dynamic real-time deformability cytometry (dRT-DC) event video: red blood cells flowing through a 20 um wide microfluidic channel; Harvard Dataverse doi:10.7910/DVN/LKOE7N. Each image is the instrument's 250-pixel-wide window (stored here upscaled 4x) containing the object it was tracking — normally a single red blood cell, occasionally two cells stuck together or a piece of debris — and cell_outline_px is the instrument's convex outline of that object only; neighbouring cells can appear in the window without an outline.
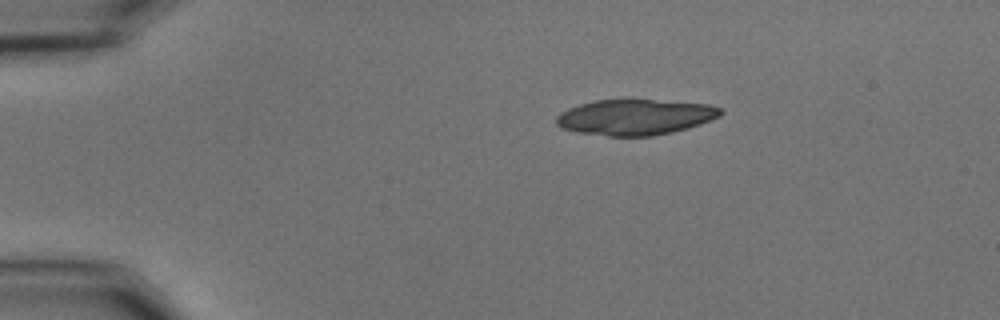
{"species": "common noctule bat (a hibernating species)", "species_latin": "Nyctalus noctula", "temperature_condition": "cold", "stored_images_in_passage": 11, "camera_frame_rate_fps": 3000, "um_per_image_px": 0.085, "animal": {"sex": "male", "body_mass_g": 15.6}, "frame": {"image": 1, "passage_image": 1, "time_ms": 0.0, "image_size_px": [1000, 320], "cell_outline_px": [[724, 112], [720, 116], [700, 124], [672, 132], [652, 136], [608, 136], [576, 132], [564, 128], [556, 124], [556, 116], [560, 112], [568, 108], [580, 104], [596, 100], [652, 100], [708, 104], [720, 108]], "centroid_in_image_um": [53.97, 9.96], "position_along_channel_um": 31.0, "area_um2": 33.93}}